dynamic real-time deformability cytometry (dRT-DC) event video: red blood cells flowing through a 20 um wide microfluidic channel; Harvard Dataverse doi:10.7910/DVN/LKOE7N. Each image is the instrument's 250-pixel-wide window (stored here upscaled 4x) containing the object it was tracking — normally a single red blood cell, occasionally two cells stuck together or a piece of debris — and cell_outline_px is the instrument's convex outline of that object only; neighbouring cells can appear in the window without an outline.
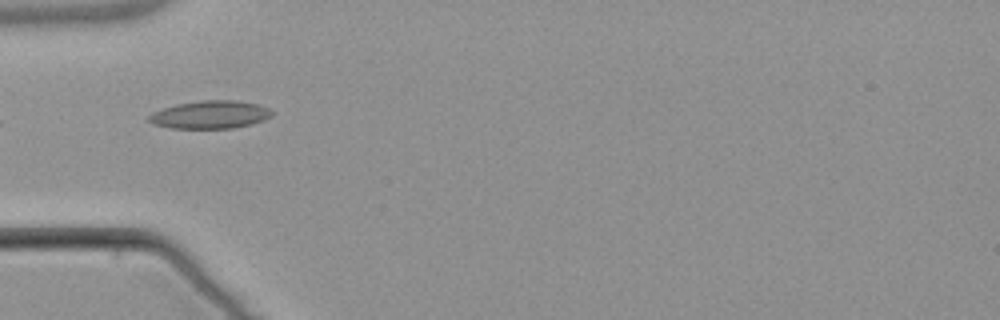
{"species": "common noctule bat (a hibernating species)", "species_latin": "Nyctalus noctula", "temperature_condition": "warm", "stored_images_in_passage": 2, "camera_frame_rate_fps": 3000, "um_per_image_px": 0.085, "animal": {"sex": "male", "body_mass_g": 21.5, "forearm_length_mm": 52.0}, "frame": {"image": 1, "passage_image": 2, "time_ms": 1.333, "image_size_px": [1000, 320], "cell_outline_px": [[272, 116], [264, 120], [252, 124], [232, 128], [172, 128], [152, 124], [148, 120], [148, 116], [152, 112], [176, 104], [200, 100], [240, 100], [256, 104], [268, 108], [272, 112]], "centroid_in_image_um": [17.86, 9.74], "position_along_channel_um": 67.1, "area_um2": 20.06}}